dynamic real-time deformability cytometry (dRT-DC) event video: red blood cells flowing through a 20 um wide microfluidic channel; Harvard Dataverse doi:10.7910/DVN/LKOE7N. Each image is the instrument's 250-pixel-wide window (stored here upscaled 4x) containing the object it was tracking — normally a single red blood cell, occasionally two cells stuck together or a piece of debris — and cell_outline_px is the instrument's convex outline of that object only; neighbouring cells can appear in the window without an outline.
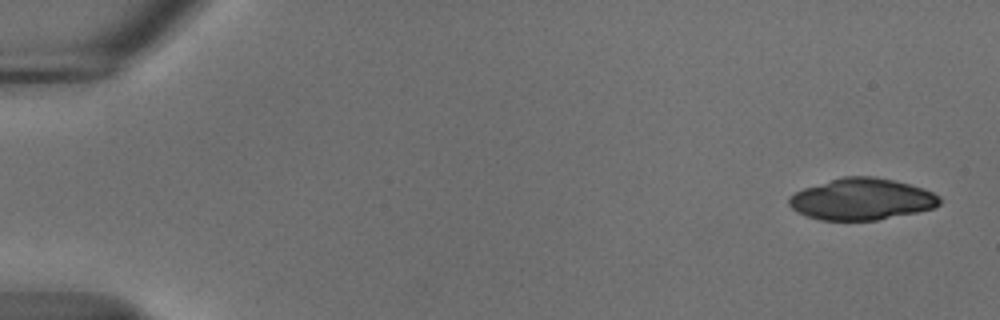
{"species": "common noctule bat (a hibernating species)", "species_latin": "Nyctalus noctula", "temperature_condition": "cold", "stored_images_in_passage": 23, "camera_frame_rate_fps": 3000, "um_per_image_px": 0.085, "animal": {"sex": "male", "body_mass_g": 18.8}, "frame": {"image": 1, "passage_image": 3, "time_ms": 0.667, "image_size_px": [1000, 320], "cell_outline_px": [[940, 204], [932, 208], [916, 212], [876, 220], [820, 220], [796, 212], [788, 204], [788, 196], [804, 188], [844, 176], [872, 176], [892, 180], [924, 188], [940, 196]], "centroid_in_image_um": [73.22, 16.93], "position_along_channel_um": 11.8, "area_um2": 36.24}}